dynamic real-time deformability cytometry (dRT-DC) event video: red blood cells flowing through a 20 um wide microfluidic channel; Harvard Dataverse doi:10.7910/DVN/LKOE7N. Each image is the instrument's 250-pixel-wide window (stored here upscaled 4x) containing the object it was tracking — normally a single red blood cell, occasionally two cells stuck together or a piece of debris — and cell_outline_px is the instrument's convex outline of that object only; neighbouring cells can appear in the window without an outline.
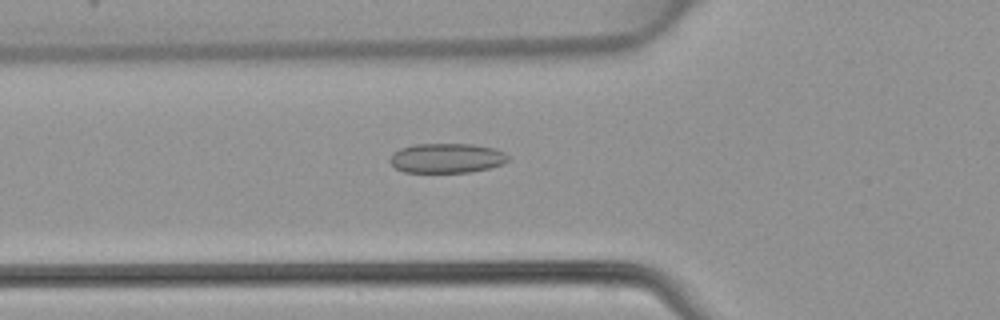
{"species": "common noctule bat (a hibernating species)", "species_latin": "Nyctalus noctula", "temperature_condition": "warm", "stored_images_in_passage": 48, "camera_frame_rate_fps": 3000, "um_per_image_px": 0.085, "animal": {"sex": "female", "body_mass_g": 22.7, "forearm_length_mm": 54.2}, "frame": {"image": 1, "passage_image": 17, "time_ms": 5.333, "image_size_px": [1000, 320], "cell_outline_px": [[508, 160], [504, 164], [492, 168], [472, 172], [404, 172], [396, 168], [388, 160], [392, 152], [400, 148], [412, 144], [472, 144], [496, 148], [504, 152], [508, 156]], "centroid_in_image_um": [37.98, 13.44], "position_along_channel_um": 87.8, "area_um2": 20.75}}
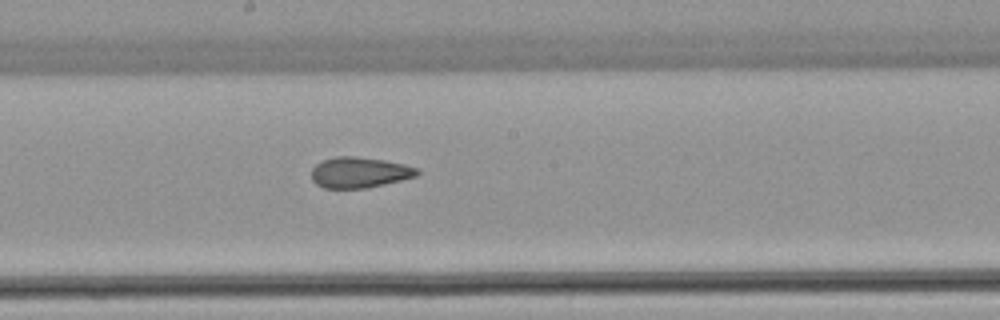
{"frame": {"image": 2, "passage_image": 26, "time_ms": 8.333, "image_size_px": [1000, 320], "cell_outline_px": [[420, 172], [416, 176], [384, 184], [364, 188], [324, 188], [316, 184], [312, 180], [312, 168], [320, 160], [336, 156], [356, 156], [384, 160], [404, 164], [420, 168]], "centroid_in_image_um": [30.54, 14.64], "position_along_channel_um": 217.7, "area_um2": 19.02}}
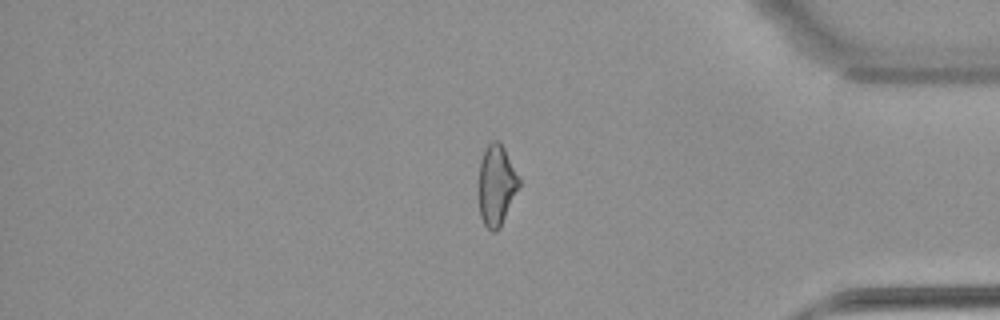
{"frame": {"image": 3, "passage_image": 40, "time_ms": 13.0, "image_size_px": [1000, 320], "cell_outline_px": [[520, 184], [500, 228], [496, 232], [492, 232], [484, 224], [480, 216], [480, 160], [484, 148], [492, 140], [500, 140], [520, 180]], "centroid_in_image_um": [42.2, 15.72], "position_along_channel_um": 393.0, "area_um2": 18.67}}